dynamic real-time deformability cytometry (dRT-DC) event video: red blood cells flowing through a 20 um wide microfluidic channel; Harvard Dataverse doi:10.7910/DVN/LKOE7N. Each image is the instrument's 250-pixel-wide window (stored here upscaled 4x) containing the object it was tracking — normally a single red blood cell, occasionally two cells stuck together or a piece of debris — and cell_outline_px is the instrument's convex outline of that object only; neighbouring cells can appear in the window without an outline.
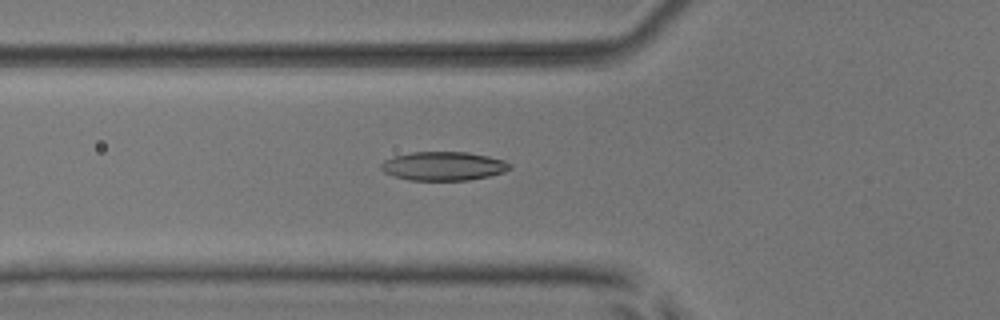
{"species": "common noctule bat (a hibernating species)", "species_latin": "Nyctalus noctula", "temperature_condition": "room temperature", "stored_images_in_passage": 54, "camera_frame_rate_fps": 3000, "um_per_image_px": 0.085, "animal": {"sex": "male", "body_mass_g": 17.9, "forearm_length_mm": 54.2}, "frame": {"image": 1, "passage_image": 20, "time_ms": 6.333, "image_size_px": [1000, 320], "cell_outline_px": [[512, 168], [504, 172], [488, 176], [468, 180], [408, 180], [392, 176], [384, 172], [380, 168], [380, 164], [384, 160], [392, 156], [412, 152], [468, 152], [488, 156], [504, 160], [512, 164]], "centroid_in_image_um": [37.67, 14.11], "position_along_channel_um": 88.1, "area_um2": 21.79}}
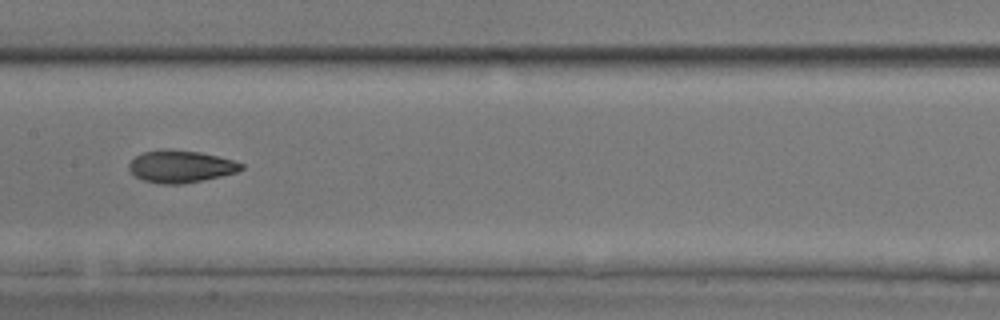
{"frame": {"image": 2, "passage_image": 28, "time_ms": 9.0, "image_size_px": [1000, 320], "cell_outline_px": [[244, 168], [236, 172], [220, 176], [180, 184], [160, 184], [144, 180], [136, 176], [128, 168], [128, 164], [136, 156], [144, 152], [160, 148], [168, 148], [200, 152], [232, 160], [244, 164]], "centroid_in_image_um": [15.33, 14.13], "position_along_channel_um": 192.1, "area_um2": 20.98}}
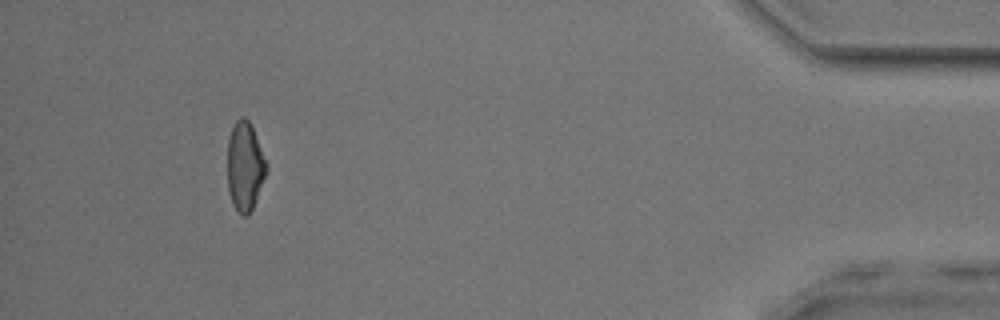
{"frame": {"image": 3, "passage_image": 50, "time_ms": 16.333, "image_size_px": [1000, 320], "cell_outline_px": [[268, 172], [252, 208], [248, 216], [244, 216], [236, 208], [232, 200], [228, 188], [228, 140], [232, 128], [236, 120], [240, 116], [244, 116], [248, 120], [252, 128], [268, 164]], "centroid_in_image_um": [20.84, 14.12], "position_along_channel_um": 414.4, "area_um2": 20.0}, "authors_computed_cell_mechanics": {"area_um2": 20.9814, "velocity_mm_per_s": 3.8862, "shape_relaxation_time_tau1_ms": 5.0137, "shape_relaxation_time_tau2_ms": 3.0859, "deformation_change_tau1": 0.1641, "deformation_change_tau2": 0.0869}}